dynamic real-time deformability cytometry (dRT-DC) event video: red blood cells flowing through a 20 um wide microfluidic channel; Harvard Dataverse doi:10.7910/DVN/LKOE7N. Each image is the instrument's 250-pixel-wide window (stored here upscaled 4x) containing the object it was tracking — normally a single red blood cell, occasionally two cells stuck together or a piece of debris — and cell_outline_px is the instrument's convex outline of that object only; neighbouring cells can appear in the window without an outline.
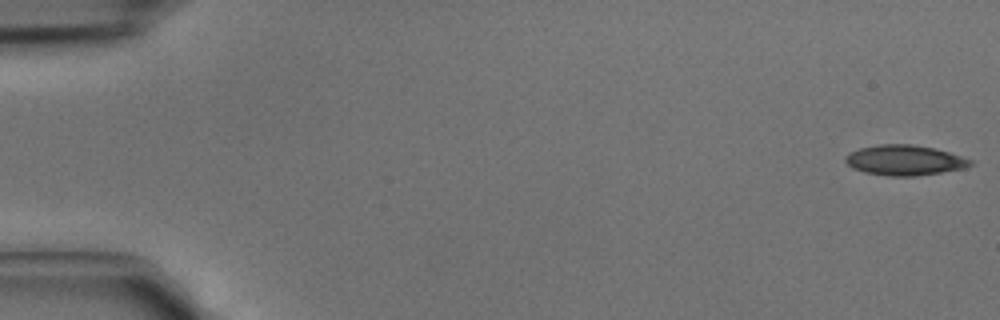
{"species": "common noctule bat (a hibernating species)", "species_latin": "Nyctalus noctula", "temperature_condition": "cold", "stored_images_in_passage": 4, "camera_frame_rate_fps": 3000, "um_per_image_px": 0.085, "animal": {"sex": "male", "body_mass_g": 15.6}, "frame": {"image": 1, "passage_image": 1, "time_ms": 0.0, "image_size_px": [1000, 320], "cell_outline_px": [[976, 160], [972, 164], [964, 168], [916, 176], [888, 176], [864, 172], [852, 168], [844, 160], [844, 156], [848, 152], [860, 148], [880, 144], [912, 144], [936, 148]], "centroid_in_image_um": [76.9, 13.61], "position_along_channel_um": 8.1, "area_um2": 22.25}}
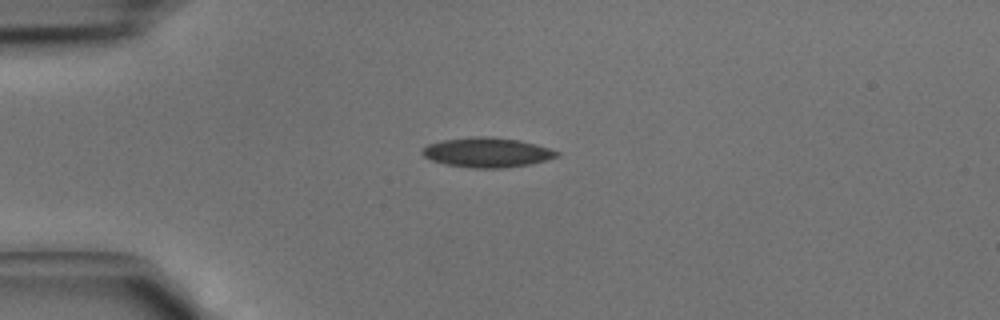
{"frame": {"image": 2, "passage_image": 4, "time_ms": 1.0, "image_size_px": [1000, 320], "cell_outline_px": [[560, 156], [548, 160], [528, 164], [504, 168], [472, 168], [444, 164], [432, 160], [424, 156], [420, 152], [428, 144], [444, 140], [476, 136], [484, 136], [520, 140], [536, 144], [560, 152]], "centroid_in_image_um": [41.42, 12.96], "position_along_channel_um": 43.6, "area_um2": 23.24}}